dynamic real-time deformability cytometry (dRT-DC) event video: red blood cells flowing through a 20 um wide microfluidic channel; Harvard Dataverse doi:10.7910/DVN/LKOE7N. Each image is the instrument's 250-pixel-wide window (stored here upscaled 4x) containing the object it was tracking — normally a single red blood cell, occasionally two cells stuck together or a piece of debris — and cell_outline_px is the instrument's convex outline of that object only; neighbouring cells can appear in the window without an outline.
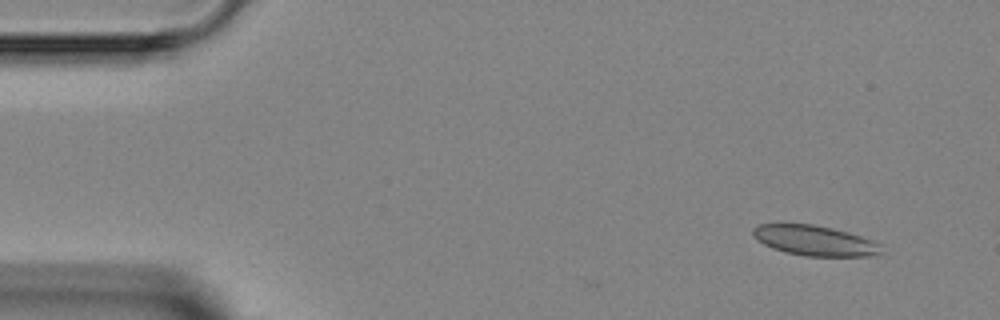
{"species": "Egyptian fruit bat (a non-hibernating species)", "species_latin": "Rousettus aegyptiacus", "temperature_condition": "room temperature", "stored_images_in_passage": 4, "camera_frame_rate_fps": 3000, "um_per_image_px": 0.085, "animal": {"sex": "female"}, "frame": {"image": 1, "passage_image": 1, "time_ms": 0.0, "image_size_px": [1000, 320], "cell_outline_px": [[880, 252], [868, 256], [804, 256], [784, 252], [772, 248], [756, 240], [752, 236], [752, 228], [760, 224], [812, 224], [832, 228], [848, 232], [872, 240], [880, 244]], "centroid_in_image_um": [69.18, 20.44], "position_along_channel_um": 15.8, "area_um2": 22.48}}
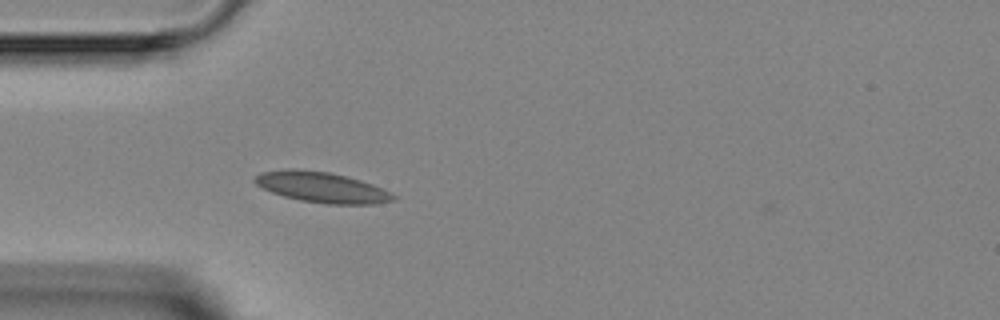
{"frame": {"image": 2, "passage_image": 4, "time_ms": 3.333, "image_size_px": [1000, 320], "cell_outline_px": [[396, 200], [376, 204], [328, 204], [300, 200], [284, 196], [272, 192], [256, 184], [252, 180], [260, 172], [288, 168], [292, 168], [328, 172], [348, 176], [384, 188], [396, 196]], "centroid_in_image_um": [27.37, 15.91], "position_along_channel_um": 57.6, "area_um2": 24.74}}